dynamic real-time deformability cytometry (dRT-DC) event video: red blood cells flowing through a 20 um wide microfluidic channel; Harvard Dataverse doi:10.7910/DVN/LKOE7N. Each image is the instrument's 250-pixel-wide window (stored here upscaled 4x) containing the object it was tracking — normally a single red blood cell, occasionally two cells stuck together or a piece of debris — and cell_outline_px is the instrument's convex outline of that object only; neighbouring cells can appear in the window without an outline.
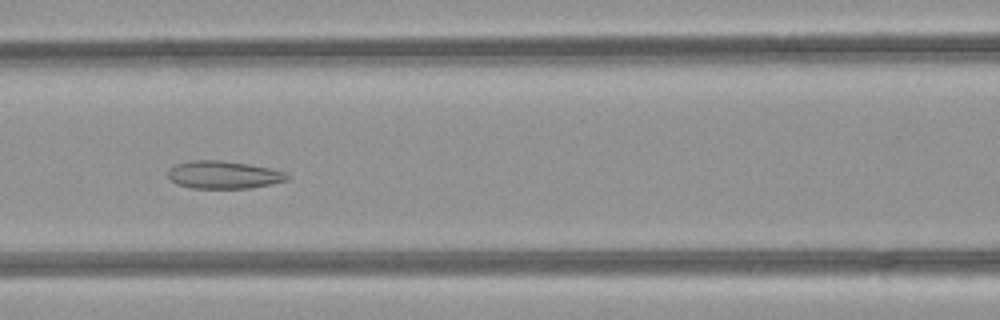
{"species": "common noctule bat (a hibernating species)", "species_latin": "Nyctalus noctula", "temperature_condition": "room temperature", "stored_images_in_passage": 42, "camera_frame_rate_fps": 3000, "um_per_image_px": 0.085, "animal": {"sex": "female", "body_mass_g": 21.9}, "frame": {"image": 1, "passage_image": 13, "time_ms": 4.0, "image_size_px": [1000, 320], "cell_outline_px": [[292, 176], [288, 180], [252, 188], [192, 188], [176, 184], [168, 176], [168, 168], [176, 164], [192, 160], [220, 160], [248, 164], [268, 168], [284, 172]], "centroid_in_image_um": [19.0, 14.86], "position_along_channel_um": 147.6, "area_um2": 19.25}}
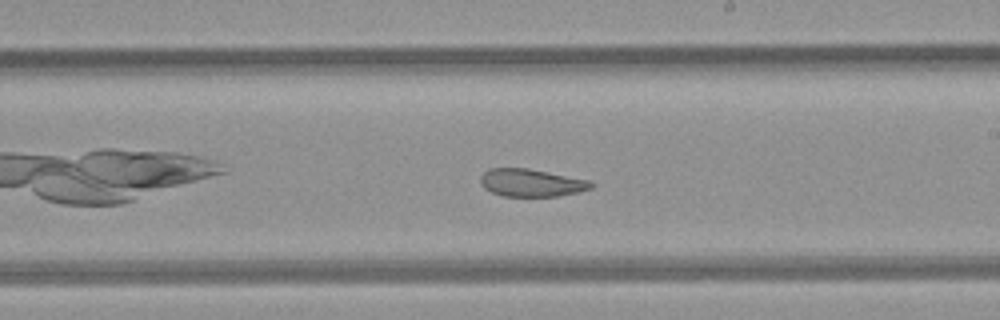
{"frame": {"image": 2, "passage_image": 20, "time_ms": 6.333, "image_size_px": [1000, 320], "cell_outline_px": [[596, 184], [592, 188], [580, 192], [560, 196], [504, 196], [492, 192], [484, 188], [480, 184], [480, 176], [488, 168], [528, 168], [592, 180]], "centroid_in_image_um": [45.21, 15.53], "position_along_channel_um": 243.8, "area_um2": 18.15}}
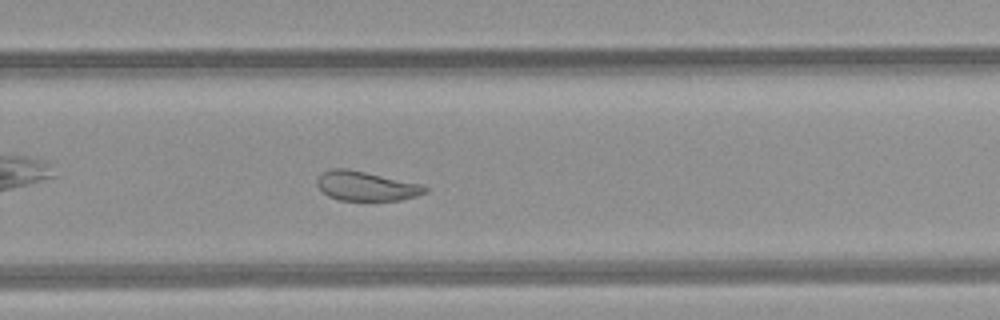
{"frame": {"image": 3, "passage_image": 24, "time_ms": 7.667, "image_size_px": [1000, 320], "cell_outline_px": [[428, 192], [416, 196], [400, 200], [340, 200], [328, 196], [316, 184], [316, 180], [324, 172], [332, 168], [344, 168], [424, 184], [428, 188]], "centroid_in_image_um": [31.16, 15.82], "position_along_channel_um": 298.6, "area_um2": 18.38}, "authors_computed_cell_mechanics": {"area_um2": 21.8484, "velocity_mm_per_s": 4.1352, "shape_relaxation_time_tau1_ms": null, "shape_relaxation_time_tau2_ms": 1.8359, "deformation_change_tau1": null, "deformation_change_tau2": 0.072}}